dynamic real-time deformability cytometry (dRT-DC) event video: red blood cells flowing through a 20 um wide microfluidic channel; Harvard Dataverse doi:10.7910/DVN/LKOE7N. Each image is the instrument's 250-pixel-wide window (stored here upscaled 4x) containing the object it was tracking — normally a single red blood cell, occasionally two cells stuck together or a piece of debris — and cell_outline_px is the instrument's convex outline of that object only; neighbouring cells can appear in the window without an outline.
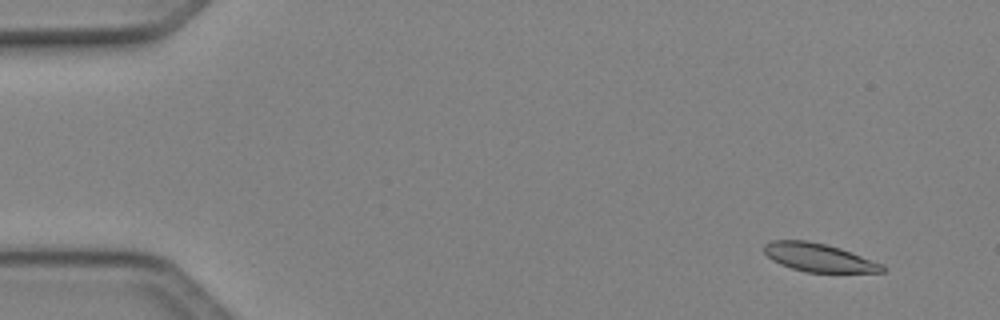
{"species": "Egyptian fruit bat (a non-hibernating species)", "species_latin": "Rousettus aegyptiacus", "temperature_condition": "cold", "stored_images_in_passage": 49, "camera_frame_rate_fps": 3000, "um_per_image_px": 0.085, "animal": {"sex": "female"}, "frame": {"image": 1, "passage_image": 3, "time_ms": 0.667, "image_size_px": [1000, 320], "cell_outline_px": [[888, 268], [884, 272], [808, 272], [792, 268], [780, 264], [772, 260], [764, 252], [764, 244], [772, 240], [808, 240], [840, 248], [884, 264]], "centroid_in_image_um": [69.62, 21.89], "position_along_channel_um": 15.4, "area_um2": 19.48}}
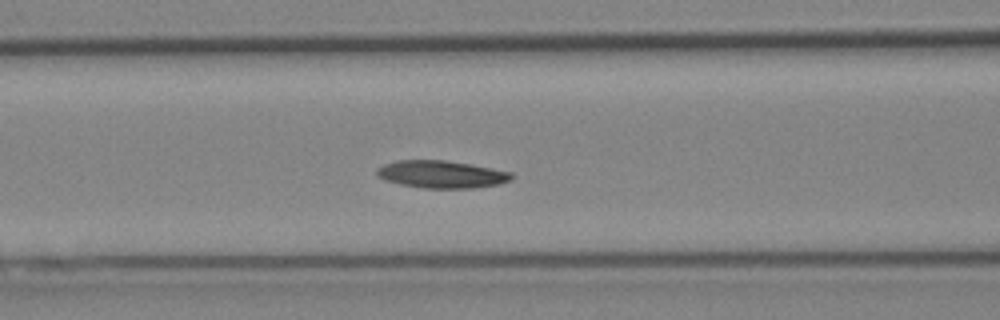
{"frame": {"image": 2, "passage_image": 20, "time_ms": 6.333, "image_size_px": [1000, 320], "cell_outline_px": [[512, 180], [500, 184], [472, 188], [424, 188], [400, 184], [388, 180], [380, 176], [376, 172], [376, 168], [384, 164], [396, 160], [444, 160], [468, 164], [512, 172]], "centroid_in_image_um": [37.54, 14.81], "position_along_channel_um": 129.1, "area_um2": 21.33}}
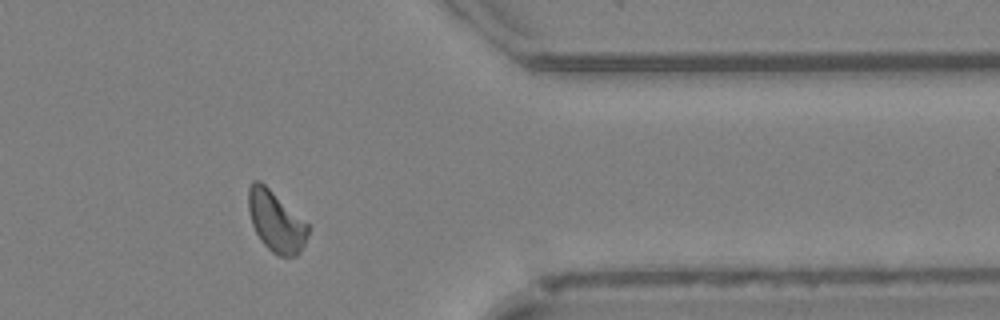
{"frame": {"image": 3, "passage_image": 40, "time_ms": 13.0, "image_size_px": [1000, 320], "cell_outline_px": [[308, 236], [300, 252], [296, 256], [280, 256], [272, 252], [260, 240], [252, 224], [248, 208], [248, 188], [252, 180], [260, 180], [308, 224]], "centroid_in_image_um": [23.44, 18.81], "position_along_channel_um": 388.0, "area_um2": 20.92}, "authors_computed_cell_mechanics": {"area_um2": 20.6346, "velocity_mm_per_s": 4.091, "shape_relaxation_time_tau1_ms": 9.4741, "shape_relaxation_time_tau2_ms": null, "deformation_change_tau1": 0.1446, "deformation_change_tau2": null}}